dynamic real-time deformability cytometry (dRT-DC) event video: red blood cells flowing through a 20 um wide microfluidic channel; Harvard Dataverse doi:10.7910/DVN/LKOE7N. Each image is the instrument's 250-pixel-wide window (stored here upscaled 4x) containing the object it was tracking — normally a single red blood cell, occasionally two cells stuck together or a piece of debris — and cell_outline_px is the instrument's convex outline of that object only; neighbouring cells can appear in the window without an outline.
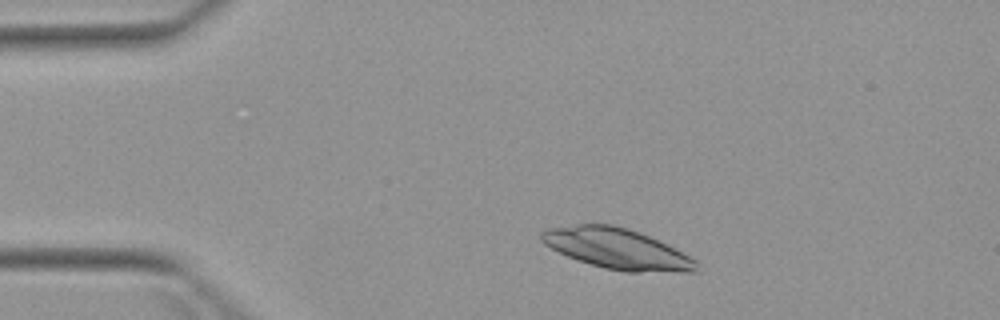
{"species": "Egyptian fruit bat (a non-hibernating species)", "species_latin": "Rousettus aegyptiacus", "temperature_condition": "warm", "stored_images_in_passage": 2, "camera_frame_rate_fps": 3000, "um_per_image_px": 0.085, "animal": {"sex": "female"}, "frame": {"image": 1, "passage_image": 1, "time_ms": 0.0, "image_size_px": [1000, 320], "cell_outline_px": [[700, 260], [696, 272], [624, 272], [604, 268], [568, 256], [544, 244], [540, 240], [540, 232], [548, 228], [576, 224], [612, 224], [628, 228], [640, 232]], "centroid_in_image_um": [52.49, 21.15], "position_along_channel_um": 32.5, "area_um2": 36.7}}